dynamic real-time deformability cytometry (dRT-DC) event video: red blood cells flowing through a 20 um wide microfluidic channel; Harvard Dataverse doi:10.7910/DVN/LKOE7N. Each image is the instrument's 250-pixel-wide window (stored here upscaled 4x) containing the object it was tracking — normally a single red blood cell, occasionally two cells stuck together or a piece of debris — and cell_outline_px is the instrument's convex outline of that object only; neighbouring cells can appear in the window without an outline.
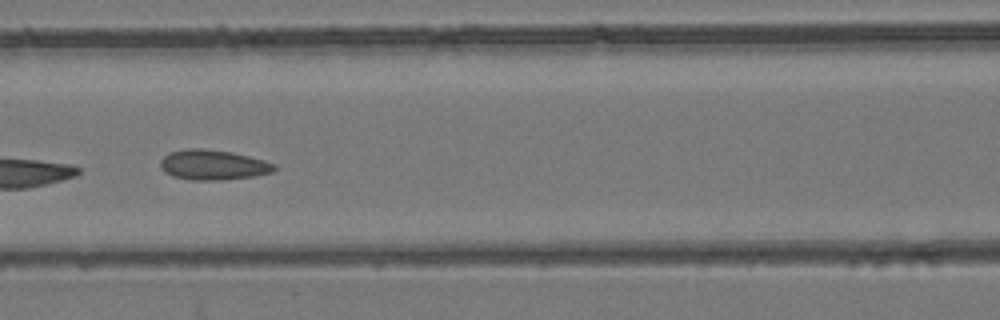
{"species": "common noctule bat (a hibernating species)", "species_latin": "Nyctalus noctula", "temperature_condition": "room temperature", "stored_images_in_passage": 8, "camera_frame_rate_fps": 3000, "um_per_image_px": 0.085, "animal": {"sex": "female", "body_mass_g": 24.6, "forearm_length_mm": 56.2}, "frame": {"image": 1, "passage_image": 6, "time_ms": 1.667, "image_size_px": [1000, 320], "cell_outline_px": [[276, 168], [272, 172], [252, 176], [220, 180], [192, 180], [172, 176], [164, 172], [160, 168], [160, 160], [168, 152], [188, 148], [204, 148], [232, 152], [264, 160], [276, 164]], "centroid_in_image_um": [18.07, 14.0], "position_along_channel_um": 148.5, "area_um2": 20.06}}
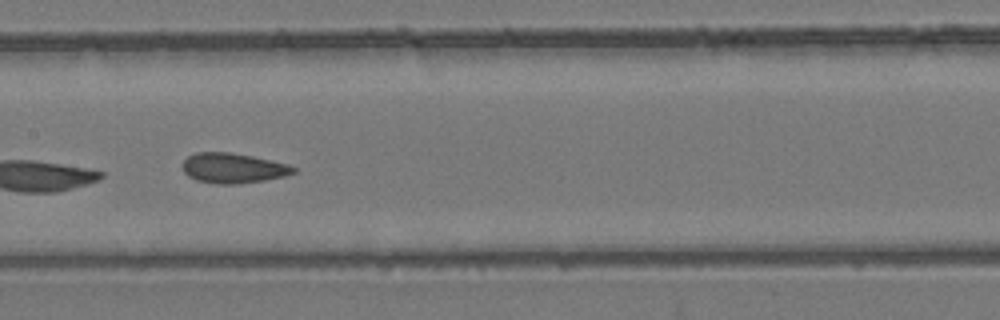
{"frame": {"image": 2, "passage_image": 7, "time_ms": 2.0, "image_size_px": [1000, 320], "cell_outline_px": [[296, 172], [284, 176], [264, 180], [236, 184], [216, 184], [196, 180], [188, 176], [184, 172], [184, 160], [188, 156], [196, 152], [228, 152], [252, 156], [288, 164], [296, 168]], "centroid_in_image_um": [19.81, 14.29], "position_along_channel_um": 187.6, "area_um2": 19.31}}